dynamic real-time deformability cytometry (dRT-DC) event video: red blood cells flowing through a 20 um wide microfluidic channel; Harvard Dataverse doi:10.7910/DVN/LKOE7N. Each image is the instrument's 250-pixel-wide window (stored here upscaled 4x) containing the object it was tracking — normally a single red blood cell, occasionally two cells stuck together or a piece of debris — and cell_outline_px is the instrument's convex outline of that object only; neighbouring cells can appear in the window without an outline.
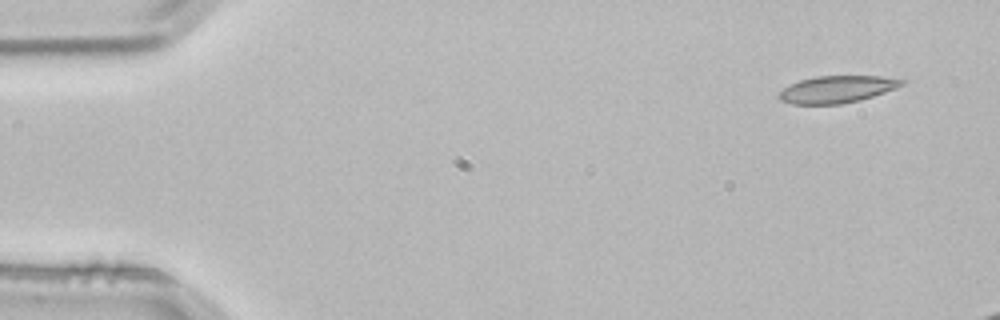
{"species": "common noctule bat (a hibernating species)", "species_latin": "Nyctalus noctula", "temperature_condition": "room temperature", "stored_images_in_passage": 3, "camera_frame_rate_fps": 3000, "um_per_image_px": 0.085, "animal": {"sex": "male", "body_mass_g": 21.5, "forearm_length_mm": 52.0}, "frame": {"image": 1, "passage_image": 1, "time_ms": 0.0, "image_size_px": [1000, 320], "cell_outline_px": [[904, 84], [896, 88], [860, 100], [840, 104], [792, 104], [780, 100], [776, 96], [784, 88], [800, 80], [816, 76], [880, 76], [904, 80]], "centroid_in_image_um": [71.12, 7.59], "position_along_channel_um": 13.9, "area_um2": 19.19}}